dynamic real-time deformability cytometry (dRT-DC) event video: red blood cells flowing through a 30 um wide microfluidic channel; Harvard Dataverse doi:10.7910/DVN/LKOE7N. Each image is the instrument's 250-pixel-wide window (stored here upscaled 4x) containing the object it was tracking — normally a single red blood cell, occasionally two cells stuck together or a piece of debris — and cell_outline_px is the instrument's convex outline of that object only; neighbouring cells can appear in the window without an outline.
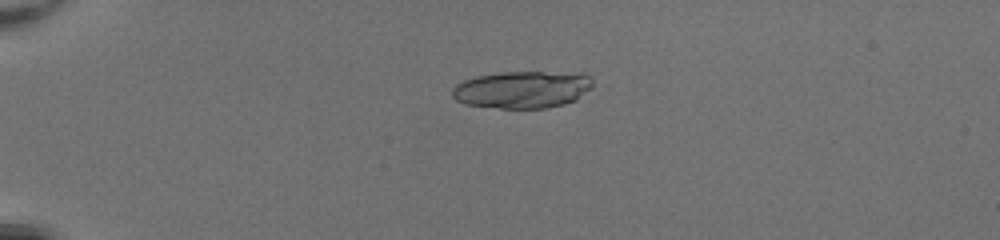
{"species": "common noctule bat (a hibernating species)", "species_latin": "Nyctalus noctula", "temperature_condition": "room temperature", "stored_images_in_passage": 12, "camera_frame_rate_fps": 3000, "um_per_image_px": 0.085, "animal": {"sex": "female", "body_mass_g": 20.0, "forearm_length_mm": 54.0}, "frame": {"image": 1, "passage_image": 1, "time_ms": 0.0, "image_size_px": [1000, 240], "cell_outline_px": [[600, 84], [576, 100], [564, 104], [544, 108], [500, 108], [464, 104], [456, 100], [452, 96], [452, 88], [456, 84], [464, 80], [476, 76], [504, 72], [584, 72], [592, 76]], "centroid_in_image_um": [44.53, 7.59], "position_along_channel_um": 40.5, "area_um2": 31.27}}